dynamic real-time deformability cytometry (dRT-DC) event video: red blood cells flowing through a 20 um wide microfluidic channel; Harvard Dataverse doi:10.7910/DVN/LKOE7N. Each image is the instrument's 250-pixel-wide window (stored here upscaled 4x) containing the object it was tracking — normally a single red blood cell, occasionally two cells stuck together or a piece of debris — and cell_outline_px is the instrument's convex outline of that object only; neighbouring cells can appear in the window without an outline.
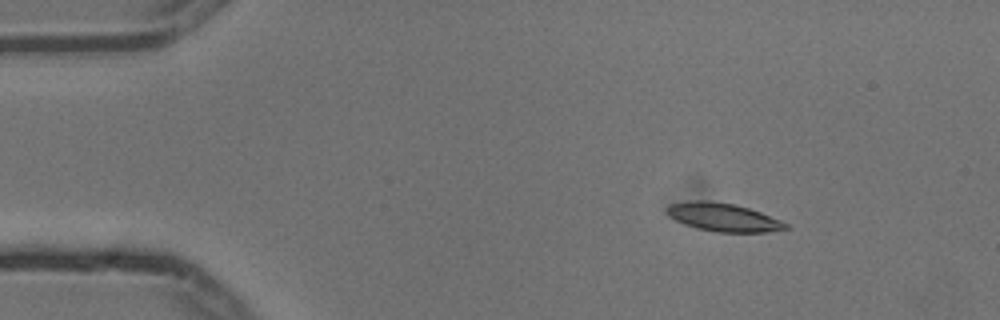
{"species": "common noctule bat (a hibernating species)", "species_latin": "Nyctalus noctula", "temperature_condition": "cold", "stored_images_in_passage": 4, "camera_frame_rate_fps": 3000, "um_per_image_px": 0.085, "animal": {"sex": "male", "body_mass_g": 13.3}, "frame": {"image": 1, "passage_image": 2, "time_ms": 0.333, "image_size_px": [1000, 320], "cell_outline_px": [[788, 228], [768, 232], [716, 232], [696, 228], [684, 224], [668, 216], [668, 208], [672, 204], [692, 200], [708, 200], [736, 204], [760, 212], [780, 220], [788, 224]], "centroid_in_image_um": [61.48, 18.47], "position_along_channel_um": 23.5, "area_um2": 19.42}}